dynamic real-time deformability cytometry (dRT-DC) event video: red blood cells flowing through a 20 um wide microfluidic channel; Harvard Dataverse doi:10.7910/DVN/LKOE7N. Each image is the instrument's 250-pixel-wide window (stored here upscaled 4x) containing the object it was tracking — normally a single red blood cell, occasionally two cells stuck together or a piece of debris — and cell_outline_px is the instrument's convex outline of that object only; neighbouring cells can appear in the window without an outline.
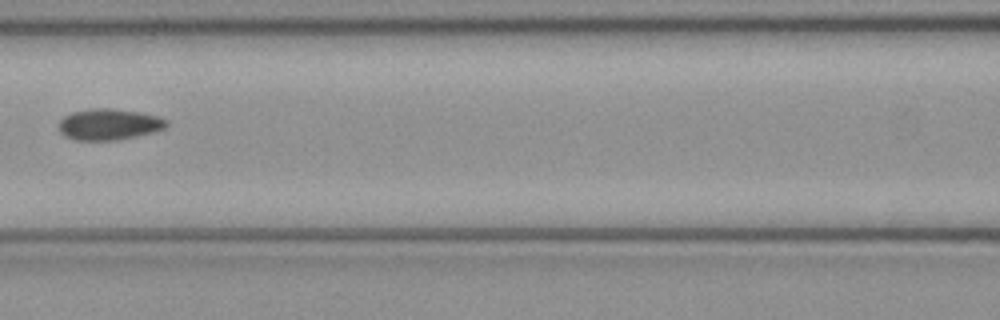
{"species": "common noctule bat (a hibernating species)", "species_latin": "Nyctalus noctula", "temperature_condition": "cold", "stored_images_in_passage": 8, "camera_frame_rate_fps": 3000, "um_per_image_px": 0.085, "animal": {"sex": "female", "body_mass_g": 21.9}, "frame": {"image": 1, "passage_image": 7, "time_ms": 2.0, "image_size_px": [1000, 320], "cell_outline_px": [[168, 124], [164, 128], [156, 132], [116, 140], [76, 140], [64, 136], [60, 132], [60, 120], [64, 116], [72, 112], [92, 108], [112, 108], [140, 112], [156, 116], [168, 120]], "centroid_in_image_um": [9.28, 10.57], "position_along_channel_um": 157.3, "area_um2": 19.59}}
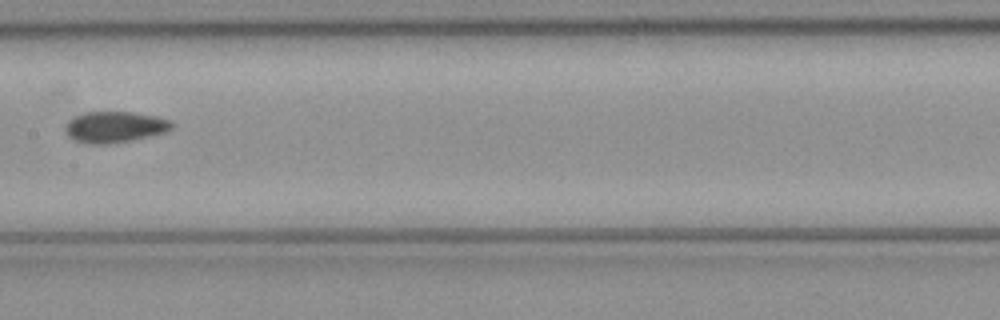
{"frame": {"image": 2, "passage_image": 8, "time_ms": 2.333, "image_size_px": [1000, 320], "cell_outline_px": [[176, 124], [172, 128], [164, 132], [132, 140], [108, 144], [88, 144], [72, 140], [64, 132], [64, 128], [68, 120], [84, 112], [132, 112], [156, 116], [168, 120]], "centroid_in_image_um": [9.71, 10.8], "position_along_channel_um": 197.7, "area_um2": 19.42}}